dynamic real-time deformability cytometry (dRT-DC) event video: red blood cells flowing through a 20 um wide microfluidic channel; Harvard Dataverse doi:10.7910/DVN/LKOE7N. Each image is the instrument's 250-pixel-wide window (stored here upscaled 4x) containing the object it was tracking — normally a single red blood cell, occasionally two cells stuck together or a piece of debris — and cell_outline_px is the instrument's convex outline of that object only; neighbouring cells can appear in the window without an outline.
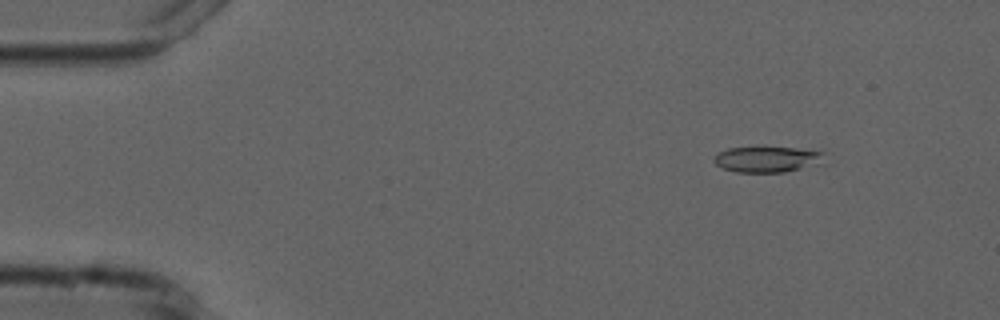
{"species": "common noctule bat (a hibernating species)", "species_latin": "Nyctalus noctula", "temperature_condition": "cold", "stored_images_in_passage": 8, "camera_frame_rate_fps": 3000, "um_per_image_px": 0.085, "animal": {"sex": "male", "forearm_length_mm": 52.5}, "frame": {"image": 1, "passage_image": 2, "time_ms": 1.333, "image_size_px": [1000, 320], "cell_outline_px": [[820, 164], [784, 172], [736, 172], [724, 168], [716, 164], [712, 160], [720, 152], [728, 148], [796, 148], [820, 152]], "centroid_in_image_um": [65.14, 13.56], "position_along_channel_um": 19.9, "area_um2": 15.95}}
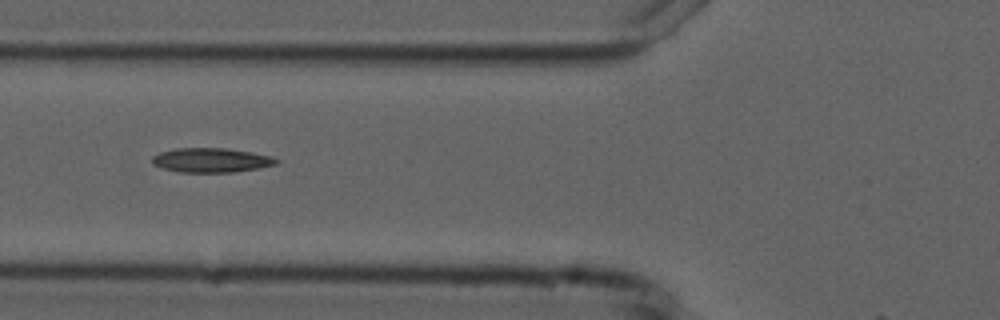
{"frame": {"image": 2, "passage_image": 6, "time_ms": 6.0, "image_size_px": [1000, 320], "cell_outline_px": [[280, 160], [276, 164], [260, 168], [236, 172], [180, 172], [164, 168], [152, 164], [152, 156], [160, 152], [176, 148], [224, 148], [252, 152], [272, 156]], "centroid_in_image_um": [17.98, 13.61], "position_along_channel_um": 107.8, "area_um2": 17.69}}
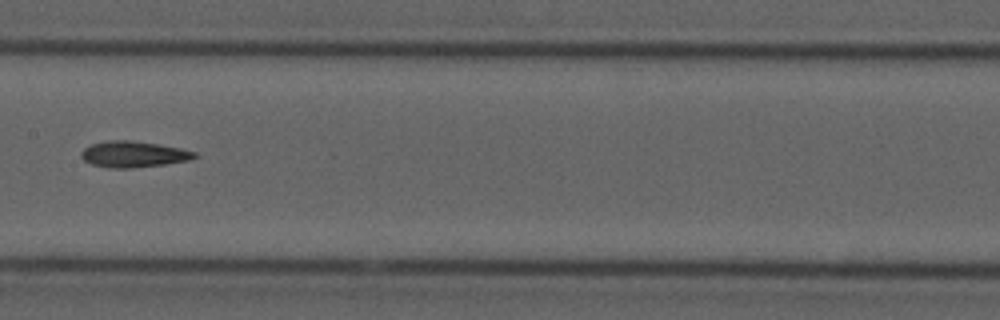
{"frame": {"image": 3, "passage_image": 8, "time_ms": 8.333, "image_size_px": [1000, 320], "cell_outline_px": [[200, 156], [188, 160], [164, 164], [132, 168], [108, 168], [92, 164], [84, 160], [80, 156], [80, 152], [84, 148], [92, 144], [108, 140], [128, 140], [156, 144], [180, 148], [196, 152]], "centroid_in_image_um": [11.33, 13.11], "position_along_channel_um": 196.1, "area_um2": 17.17}}